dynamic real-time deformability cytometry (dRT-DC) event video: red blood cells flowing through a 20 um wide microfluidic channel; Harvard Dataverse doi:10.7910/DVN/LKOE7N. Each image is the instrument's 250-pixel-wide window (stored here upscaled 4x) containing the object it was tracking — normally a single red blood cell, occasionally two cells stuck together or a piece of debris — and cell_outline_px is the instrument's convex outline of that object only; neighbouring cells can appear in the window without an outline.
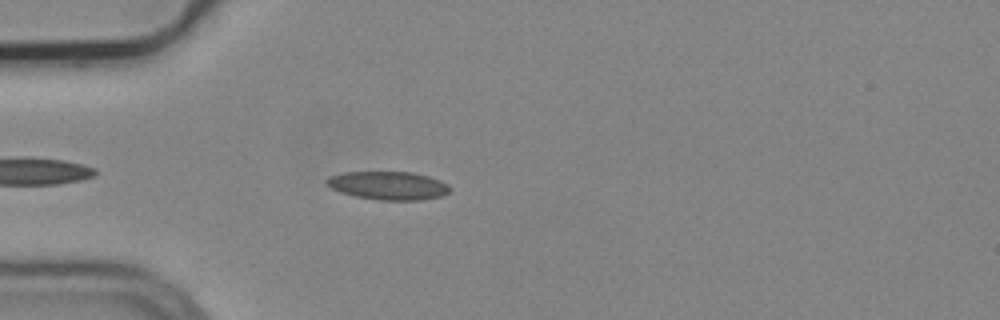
{"species": "common noctule bat (a hibernating species)", "species_latin": "Nyctalus noctula", "temperature_condition": "cold", "stored_images_in_passage": 5, "camera_frame_rate_fps": 3000, "um_per_image_px": 0.085, "animal": {"sex": "male", "body_mass_g": 19.2, "forearm_length_mm": 51.8}, "frame": {"image": 1, "passage_image": 5, "time_ms": 1.333, "image_size_px": [1000, 320], "cell_outline_px": [[452, 188], [448, 192], [440, 196], [416, 200], [380, 200], [356, 196], [340, 192], [332, 188], [324, 180], [328, 176], [344, 172], [412, 172], [428, 176], [440, 180], [448, 184]], "centroid_in_image_um": [32.99, 15.76], "position_along_channel_um": 52.0, "area_um2": 20.23}}